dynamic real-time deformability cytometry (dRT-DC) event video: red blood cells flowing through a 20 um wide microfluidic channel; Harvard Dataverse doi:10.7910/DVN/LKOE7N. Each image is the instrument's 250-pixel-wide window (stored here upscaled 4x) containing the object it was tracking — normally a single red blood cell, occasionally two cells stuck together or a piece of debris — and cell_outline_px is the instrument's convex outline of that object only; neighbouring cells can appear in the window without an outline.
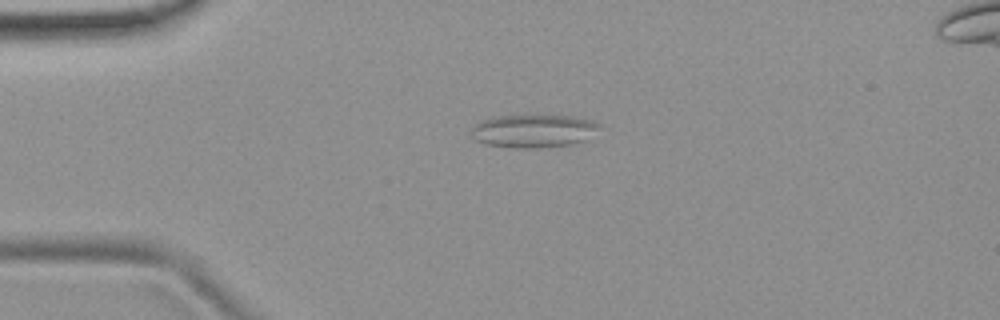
{"species": "common noctule bat (a hibernating species)", "species_latin": "Nyctalus noctula", "temperature_condition": "room temperature", "stored_images_in_passage": 5, "camera_frame_rate_fps": 3000, "um_per_image_px": 0.085, "animal": {"sex": "female", "body_mass_g": 19.9}, "frame": {"image": 1, "passage_image": 4, "time_ms": 3.333, "image_size_px": [1000, 320], "cell_outline_px": [[600, 128], [588, 140], [572, 144], [540, 148], [516, 148], [484, 144], [476, 140], [468, 132], [480, 120], [492, 116], [572, 116], [592, 120], [600, 124]], "centroid_in_image_um": [45.34, 11.14], "position_along_channel_um": 39.7, "area_um2": 24.97}}